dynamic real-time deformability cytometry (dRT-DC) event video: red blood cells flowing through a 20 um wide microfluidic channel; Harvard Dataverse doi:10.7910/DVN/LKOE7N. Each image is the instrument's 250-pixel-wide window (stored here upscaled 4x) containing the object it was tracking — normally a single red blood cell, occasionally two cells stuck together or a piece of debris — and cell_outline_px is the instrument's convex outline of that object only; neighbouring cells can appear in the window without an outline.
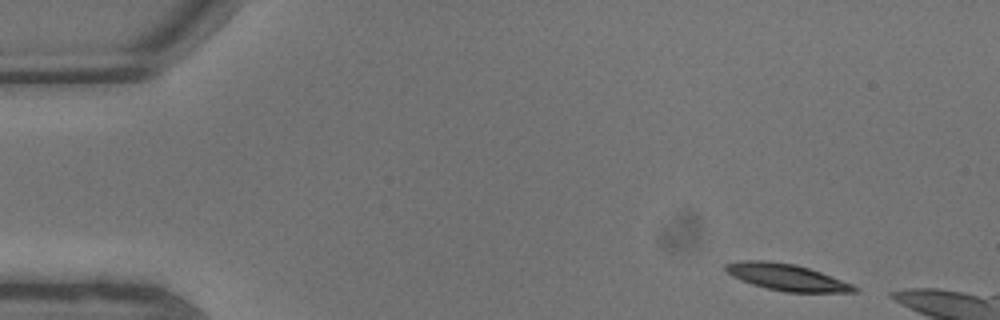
{"species": "common noctule bat (a hibernating species)", "species_latin": "Nyctalus noctula", "temperature_condition": "warm", "stored_images_in_passage": 6, "camera_frame_rate_fps": 3000, "um_per_image_px": 0.085, "animal": {"sex": "male", "body_mass_g": 13.3}, "frame": {"image": 1, "passage_image": 1, "time_ms": 0.0, "image_size_px": [1000, 320], "cell_outline_px": [[860, 288], [856, 292], [784, 292], [752, 284], [740, 280], [732, 276], [724, 268], [724, 264], [744, 260], [768, 260], [796, 264], [820, 272], [852, 284]], "centroid_in_image_um": [66.86, 23.55], "position_along_channel_um": 18.1, "area_um2": 19.88}}